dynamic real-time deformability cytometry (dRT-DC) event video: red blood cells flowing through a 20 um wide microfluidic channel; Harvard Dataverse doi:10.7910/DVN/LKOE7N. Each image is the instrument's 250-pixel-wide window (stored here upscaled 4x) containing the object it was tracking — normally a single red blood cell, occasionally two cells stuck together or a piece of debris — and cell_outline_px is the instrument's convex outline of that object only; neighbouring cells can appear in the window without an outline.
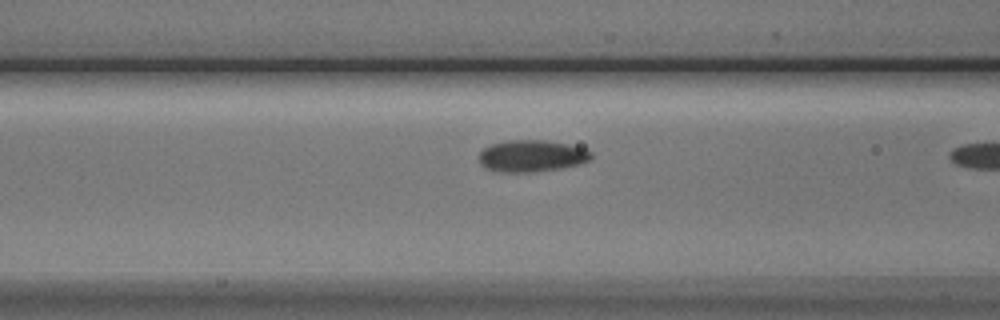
{"species": "Egyptian fruit bat (a non-hibernating species)", "species_latin": "Rousettus aegyptiacus", "temperature_condition": "cold", "stored_images_in_passage": 11, "camera_frame_rate_fps": 3000, "um_per_image_px": 0.085, "animal": {"sex": "male"}, "frame": {"image": 1, "passage_image": 10, "time_ms": 3.0, "image_size_px": [1000, 320], "cell_outline_px": [[592, 156], [588, 160], [580, 164], [564, 168], [536, 172], [496, 172], [484, 168], [480, 164], [480, 152], [484, 148], [492, 144], [508, 140], [544, 140], [568, 144], [584, 148], [592, 152]], "centroid_in_image_um": [45.19, 13.27], "position_along_channel_um": 121.4, "area_um2": 20.98}}